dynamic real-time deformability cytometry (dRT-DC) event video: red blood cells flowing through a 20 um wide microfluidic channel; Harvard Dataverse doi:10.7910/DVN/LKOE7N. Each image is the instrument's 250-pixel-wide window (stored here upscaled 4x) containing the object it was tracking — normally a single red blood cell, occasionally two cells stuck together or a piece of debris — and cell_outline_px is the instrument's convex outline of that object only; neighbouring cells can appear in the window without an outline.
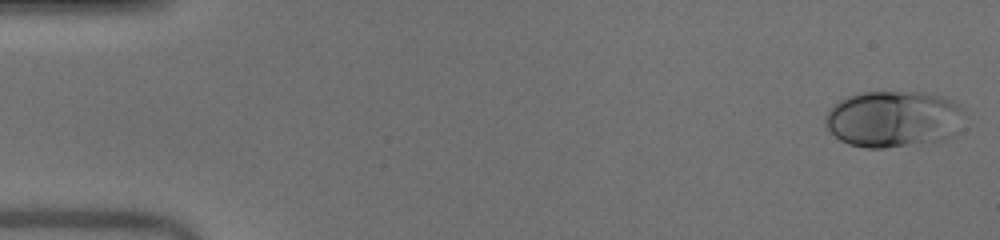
{"species": "human", "species_latin": "Homo sapiens", "temperature_condition": "warm", "stored_images_in_passage": 50, "camera_frame_rate_fps": 3000, "um_per_image_px": 0.085, "donor": {"sex": "male"}, "frame": {"image": 1, "passage_image": 1, "time_ms": 0.0, "image_size_px": [1000, 240], "cell_outline_px": [[968, 108], [948, 136], [944, 140], [884, 148], [864, 148], [848, 144], [840, 140], [824, 124], [824, 116], [840, 100], [848, 96], [860, 92], [920, 92], [936, 96], [948, 100]], "centroid_in_image_um": [75.88, 10.11], "position_along_channel_um": 9.1, "area_um2": 45.2}}
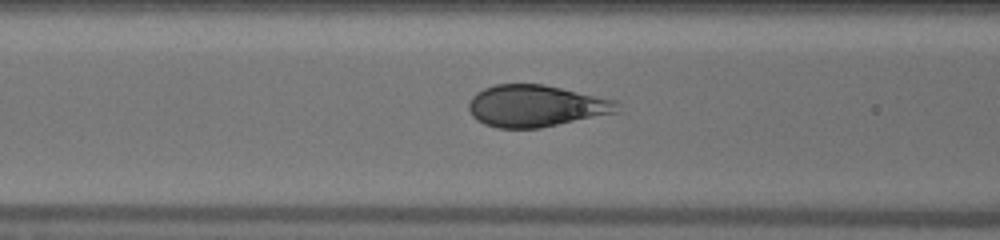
{"frame": {"image": 2, "passage_image": 20, "time_ms": 6.333, "image_size_px": [1000, 240], "cell_outline_px": [[616, 112], [540, 128], [496, 128], [484, 124], [476, 120], [472, 116], [468, 108], [468, 104], [472, 96], [476, 92], [484, 88], [496, 84], [540, 84], [560, 88], [616, 100]], "centroid_in_image_um": [45.46, 9.01], "position_along_channel_um": 121.1, "area_um2": 35.78}}
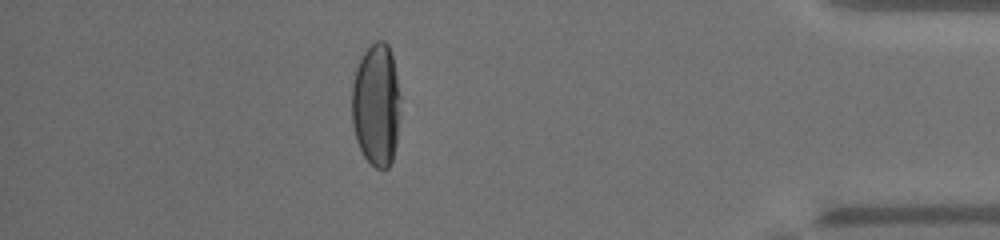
{"frame": {"image": 3, "passage_image": 44, "time_ms": 14.333, "image_size_px": [1000, 240], "cell_outline_px": [[400, 100], [396, 144], [392, 160], [388, 168], [376, 168], [364, 156], [356, 140], [352, 124], [352, 84], [356, 68], [364, 52], [376, 40], [384, 40], [388, 44], [392, 56], [400, 96]], "centroid_in_image_um": [31.97, 8.91], "position_along_channel_um": 403.2, "area_um2": 34.62}, "authors_computed_cell_mechanics": {"area_um2": 38.3792, "velocity_mm_per_s": 4.0449, "shape_relaxation_time_tau1_ms": 5.0278, "shape_relaxation_time_tau2_ms": null, "deformation_change_tau1": 0.2565, "deformation_change_tau2": null}}